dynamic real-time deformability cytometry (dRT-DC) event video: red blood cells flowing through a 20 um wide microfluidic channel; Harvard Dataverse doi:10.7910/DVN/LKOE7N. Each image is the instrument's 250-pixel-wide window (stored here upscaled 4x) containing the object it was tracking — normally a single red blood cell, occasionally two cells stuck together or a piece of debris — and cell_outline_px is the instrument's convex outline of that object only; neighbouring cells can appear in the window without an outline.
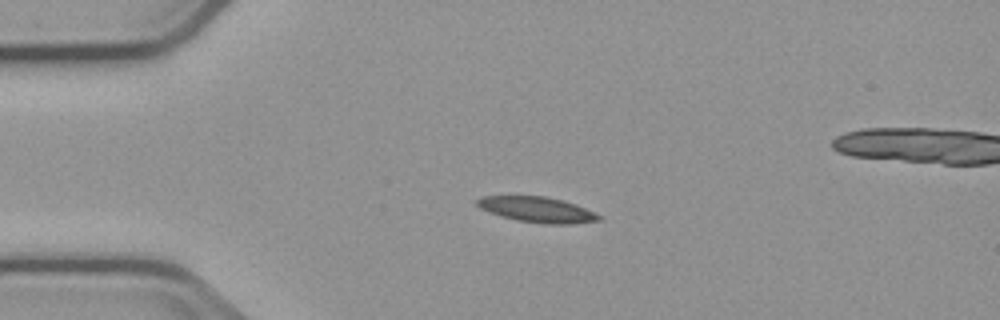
{"species": "common noctule bat (a hibernating species)", "species_latin": "Nyctalus noctula", "temperature_condition": "cold", "stored_images_in_passage": 5, "camera_frame_rate_fps": 3000, "um_per_image_px": 0.085, "animal": {"sex": "male", "body_mass_g": 23.1, "forearm_length_mm": 52.7}, "frame": {"image": 1, "passage_image": 3, "time_ms": 2.333, "image_size_px": [1000, 320], "cell_outline_px": [[604, 220], [568, 224], [544, 224], [516, 220], [500, 216], [488, 212], [480, 208], [472, 200], [480, 196], [544, 196], [564, 200], [576, 204], [604, 216]], "centroid_in_image_um": [45.66, 17.81], "position_along_channel_um": 39.3, "area_um2": 18.5}}
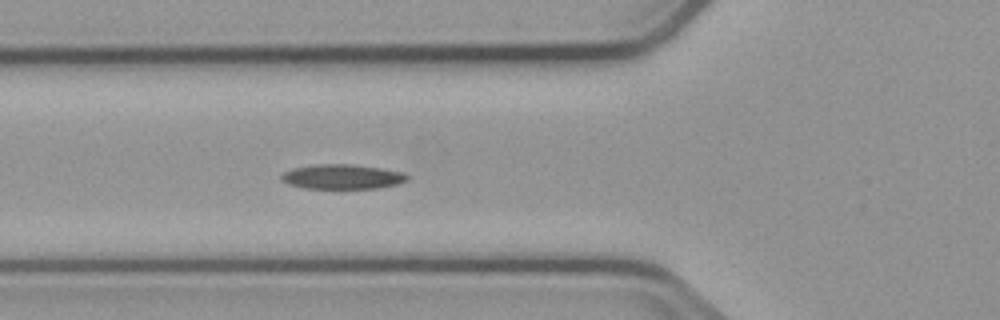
{"frame": {"image": 2, "passage_image": 5, "time_ms": 4.667, "image_size_px": [1000, 320], "cell_outline_px": [[408, 180], [396, 184], [376, 188], [304, 188], [288, 184], [280, 180], [280, 176], [284, 172], [292, 168], [316, 164], [352, 164], [380, 168], [404, 172], [408, 176]], "centroid_in_image_um": [29.06, 15.01], "position_along_channel_um": 96.7, "area_um2": 18.09}}